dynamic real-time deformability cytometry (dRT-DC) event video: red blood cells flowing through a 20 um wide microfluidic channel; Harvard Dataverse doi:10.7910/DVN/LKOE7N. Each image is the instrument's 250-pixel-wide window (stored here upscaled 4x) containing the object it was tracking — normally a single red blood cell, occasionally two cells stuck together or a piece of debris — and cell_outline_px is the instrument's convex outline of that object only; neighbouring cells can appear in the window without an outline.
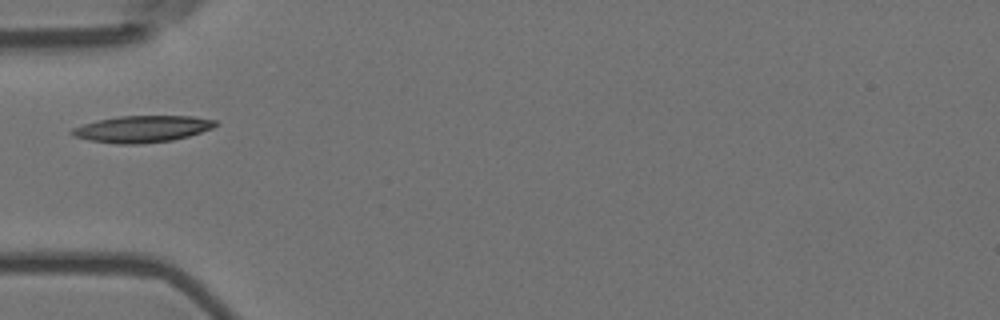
{"species": "Egyptian fruit bat (a non-hibernating species)", "species_latin": "Rousettus aegyptiacus", "temperature_condition": "room temperature", "stored_images_in_passage": 1, "camera_frame_rate_fps": 3000, "um_per_image_px": 0.085, "animal": {"sex": "female"}, "frame": {"image": 1, "passage_image": 1, "time_ms": 0.0, "image_size_px": [1000, 320], "cell_outline_px": [[216, 124], [212, 128], [188, 136], [172, 140], [140, 144], [120, 144], [88, 140], [76, 136], [68, 132], [72, 128], [84, 124], [100, 120], [120, 116], [192, 116], [216, 120]], "centroid_in_image_um": [12.08, 10.96], "position_along_channel_um": 72.9, "area_um2": 22.02}}